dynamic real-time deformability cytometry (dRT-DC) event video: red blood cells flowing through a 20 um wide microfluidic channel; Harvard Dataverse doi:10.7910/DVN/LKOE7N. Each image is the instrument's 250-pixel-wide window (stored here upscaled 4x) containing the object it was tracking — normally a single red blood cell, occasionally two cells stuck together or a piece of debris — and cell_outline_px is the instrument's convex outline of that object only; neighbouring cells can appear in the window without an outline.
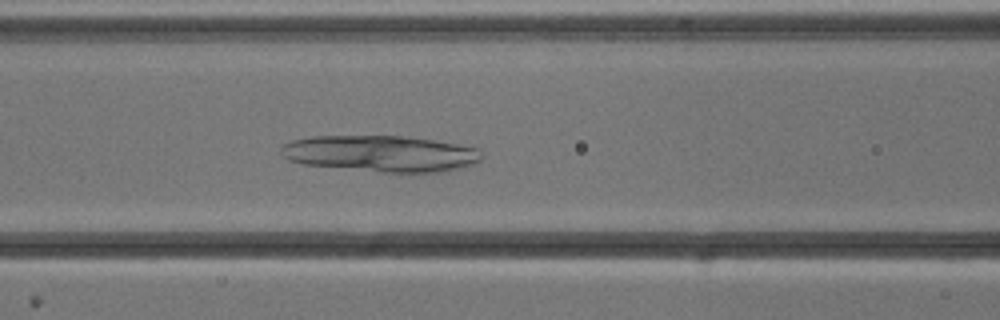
{"species": "common noctule bat (a hibernating species)", "species_latin": "Nyctalus noctula", "temperature_condition": "cold", "stored_images_in_passage": 52, "camera_frame_rate_fps": 3000, "um_per_image_px": 0.085, "animal": {"sex": "male", "body_mass_g": 13.3}, "frame": {"image": 1, "passage_image": 21, "time_ms": 6.667, "image_size_px": [1000, 320], "cell_outline_px": [[484, 156], [476, 164], [464, 168], [448, 172], [408, 176], [300, 164], [288, 160], [280, 152], [280, 148], [284, 144], [292, 140], [312, 136], [400, 136], [432, 140], [480, 148]], "centroid_in_image_um": [32.45, 13.12], "position_along_channel_um": 134.1, "area_um2": 44.22}}
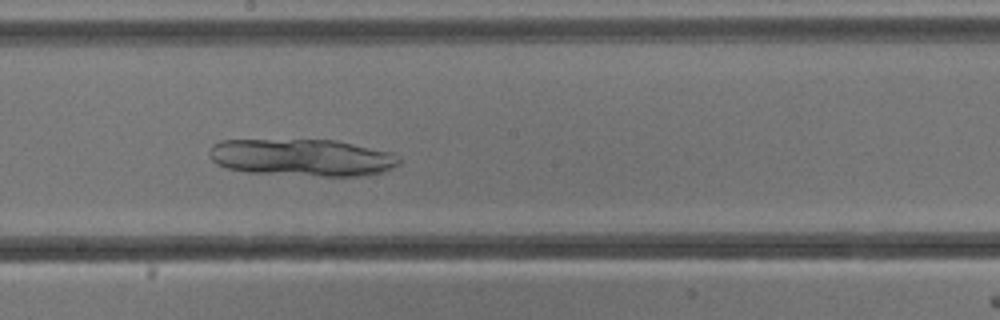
{"frame": {"image": 2, "passage_image": 28, "time_ms": 9.0, "image_size_px": [1000, 320], "cell_outline_px": [[400, 164], [384, 172], [364, 176], [324, 176], [248, 172], [224, 168], [216, 164], [212, 160], [208, 152], [212, 144], [220, 140], [336, 140], [392, 152], [400, 160]], "centroid_in_image_um": [25.68, 13.39], "position_along_channel_um": 222.5, "area_um2": 41.33}}
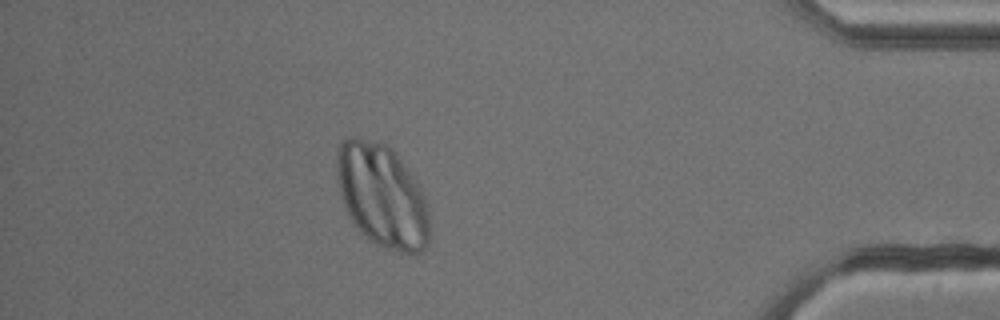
{"frame": {"image": 3, "passage_image": 46, "time_ms": 15.0, "image_size_px": [1000, 320], "cell_outline_px": [[428, 244], [420, 252], [400, 252], [384, 248], [368, 240], [352, 224], [348, 216], [336, 180], [336, 156], [340, 144], [348, 136], [352, 136], [388, 144], [392, 148], [404, 164], [424, 196], [428, 208]], "centroid_in_image_um": [32.43, 16.63], "position_along_channel_um": 402.8, "area_um2": 55.83}}